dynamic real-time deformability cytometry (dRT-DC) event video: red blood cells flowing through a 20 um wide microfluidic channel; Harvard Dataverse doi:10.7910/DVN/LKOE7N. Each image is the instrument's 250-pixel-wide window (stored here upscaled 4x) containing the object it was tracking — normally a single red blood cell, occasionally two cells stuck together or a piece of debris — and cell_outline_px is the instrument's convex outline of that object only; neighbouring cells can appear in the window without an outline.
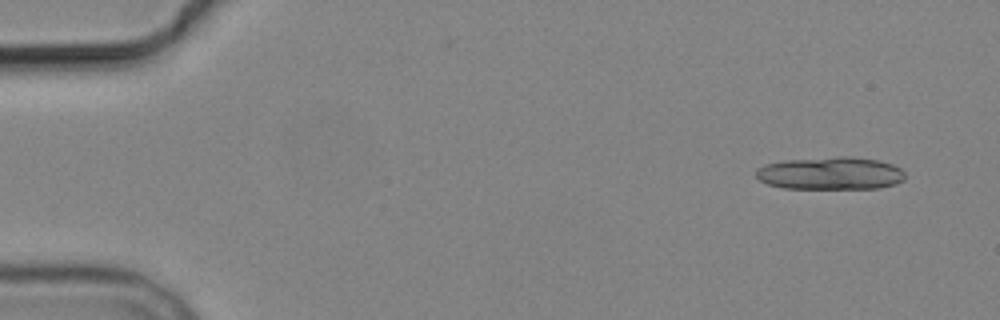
{"species": "common noctule bat (a hibernating species)", "species_latin": "Nyctalus noctula", "temperature_condition": "cold", "stored_images_in_passage": 3, "camera_frame_rate_fps": 3000, "um_per_image_px": 0.085, "animal": {"sex": "male", "body_mass_g": 19.2, "forearm_length_mm": 51.8}, "frame": {"image": 1, "passage_image": 1, "time_ms": 0.0, "image_size_px": [1000, 320], "cell_outline_px": [[904, 180], [896, 184], [880, 188], [784, 188], [768, 184], [760, 180], [756, 176], [756, 168], [764, 164], [788, 160], [836, 156], [852, 156], [876, 160], [892, 164], [900, 168], [904, 172]], "centroid_in_image_um": [70.6, 14.72], "position_along_channel_um": 14.4, "area_um2": 28.44}}